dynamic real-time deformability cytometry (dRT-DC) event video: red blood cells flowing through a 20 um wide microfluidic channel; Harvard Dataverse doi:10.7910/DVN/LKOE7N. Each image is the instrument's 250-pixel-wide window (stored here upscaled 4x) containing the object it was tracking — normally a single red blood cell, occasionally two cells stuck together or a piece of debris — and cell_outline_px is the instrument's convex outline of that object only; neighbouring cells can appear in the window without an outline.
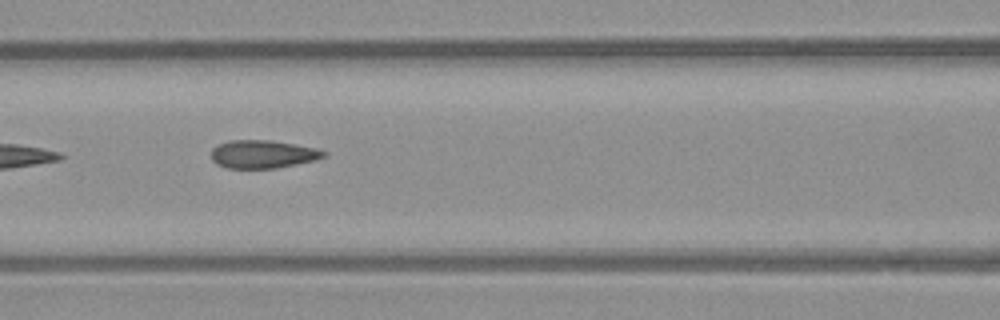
{"species": "common noctule bat (a hibernating species)", "species_latin": "Nyctalus noctula", "temperature_condition": "warm", "stored_images_in_passage": 9, "camera_frame_rate_fps": 3000, "um_per_image_px": 0.085, "animal": {"sex": "male", "body_mass_g": 23.1, "forearm_length_mm": 52.7}, "frame": {"image": 1, "passage_image": 6, "time_ms": 7.0, "image_size_px": [1000, 320], "cell_outline_px": [[328, 156], [316, 160], [276, 168], [228, 168], [216, 164], [212, 160], [212, 148], [228, 140], [272, 140], [316, 148], [328, 152]], "centroid_in_image_um": [22.37, 13.1], "position_along_channel_um": 144.2, "area_um2": 18.5}}
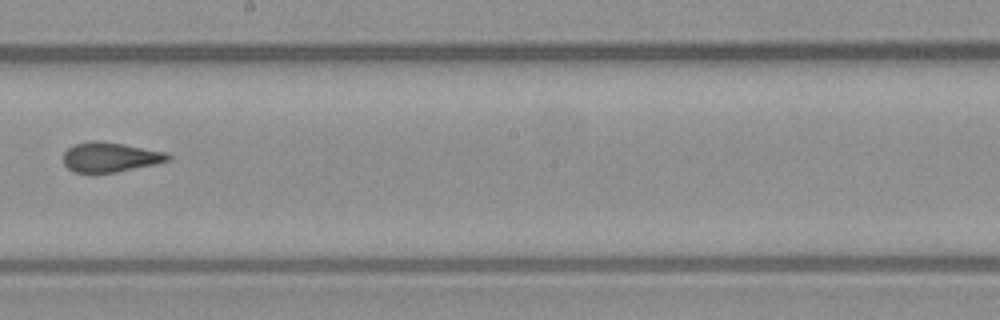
{"frame": {"image": 2, "passage_image": 8, "time_ms": 9.333, "image_size_px": [1000, 320], "cell_outline_px": [[172, 160], [156, 164], [116, 172], [72, 172], [64, 164], [64, 152], [68, 148], [76, 144], [92, 140], [96, 140], [124, 144], [168, 152], [172, 156]], "centroid_in_image_um": [9.42, 13.35], "position_along_channel_um": 238.8, "area_um2": 18.21}}
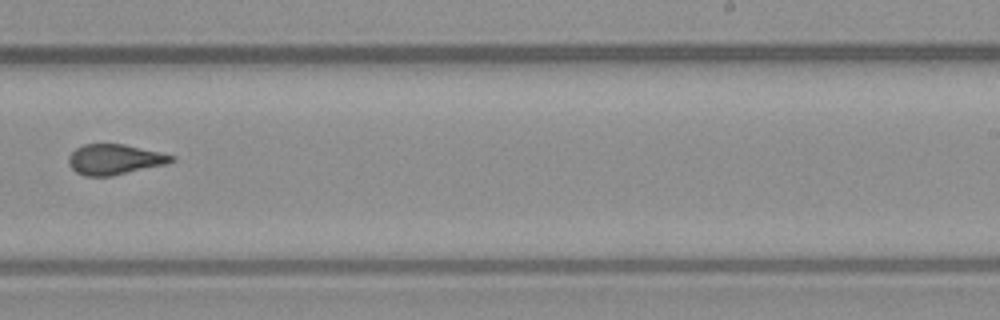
{"frame": {"image": 3, "passage_image": 9, "time_ms": 10.333, "image_size_px": [1000, 320], "cell_outline_px": [[176, 160], [164, 164], [112, 176], [84, 176], [76, 172], [68, 164], [68, 156], [76, 148], [84, 144], [124, 144], [160, 152], [176, 156]], "centroid_in_image_um": [9.72, 13.55], "position_along_channel_um": 279.3, "area_um2": 18.15}}